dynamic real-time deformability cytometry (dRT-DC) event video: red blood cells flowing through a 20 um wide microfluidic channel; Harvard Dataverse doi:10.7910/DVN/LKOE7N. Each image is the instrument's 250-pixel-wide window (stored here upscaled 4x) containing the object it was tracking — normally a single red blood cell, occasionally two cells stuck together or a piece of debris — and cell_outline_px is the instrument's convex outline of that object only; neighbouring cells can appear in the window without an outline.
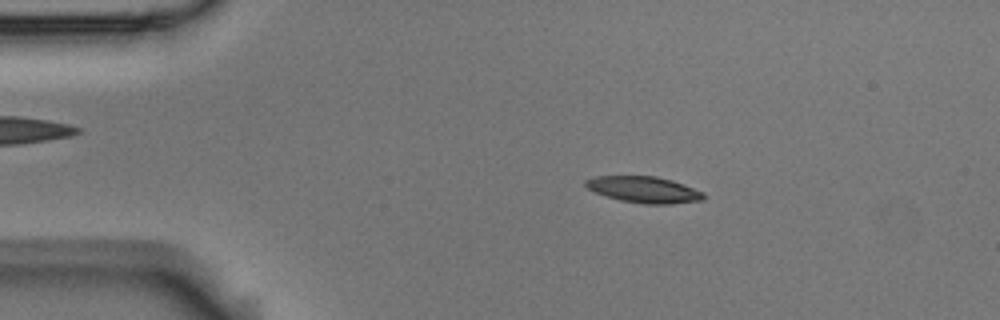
{"species": "Egyptian fruit bat (a non-hibernating species)", "species_latin": "Rousettus aegyptiacus", "temperature_condition": "room temperature", "stored_images_in_passage": 53, "camera_frame_rate_fps": 3000, "um_per_image_px": 0.085, "animal": {"sex": "male"}, "frame": {"image": 1, "passage_image": 9, "time_ms": 2.667, "image_size_px": [1000, 320], "cell_outline_px": [[704, 200], [672, 204], [644, 204], [620, 200], [596, 192], [588, 188], [584, 184], [584, 180], [596, 176], [656, 176], [672, 180], [684, 184], [704, 192]], "centroid_in_image_um": [54.77, 16.11], "position_along_channel_um": 30.2, "area_um2": 18.09}}
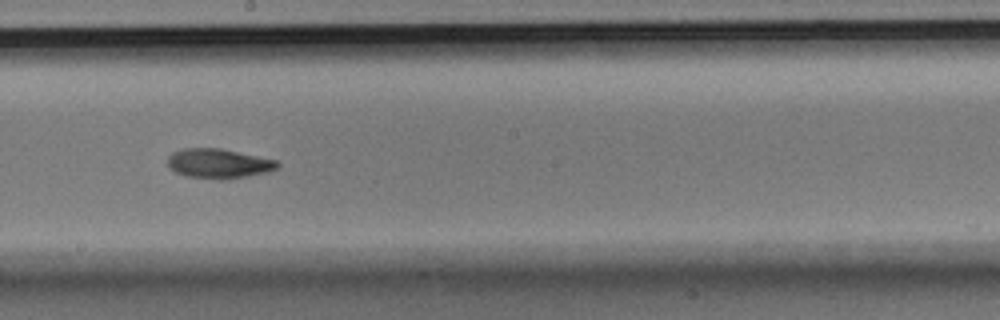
{"frame": {"image": 2, "passage_image": 29, "time_ms": 9.333, "image_size_px": [1000, 320], "cell_outline_px": [[280, 164], [276, 168], [268, 172], [248, 176], [224, 180], [220, 180], [184, 176], [168, 168], [168, 156], [172, 152], [184, 148], [220, 148], [276, 160]], "centroid_in_image_um": [18.55, 13.91], "position_along_channel_um": 229.7, "area_um2": 19.07}}
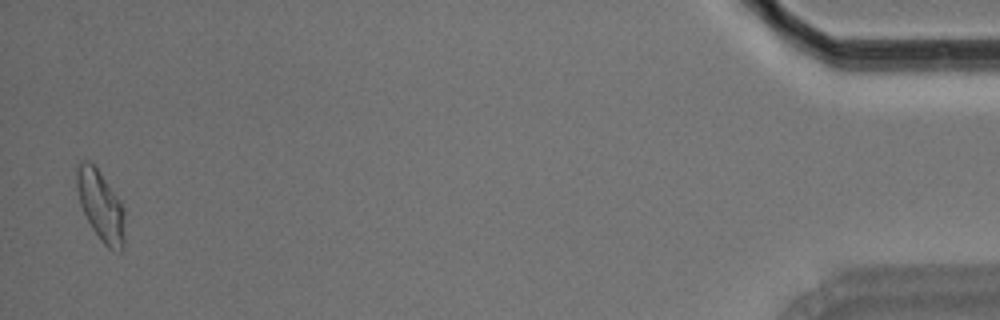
{"frame": {"image": 3, "passage_image": 52, "time_ms": 17.0, "image_size_px": [1000, 320], "cell_outline_px": [[124, 248], [120, 252], [108, 248], [100, 240], [92, 228], [80, 204], [76, 188], [76, 164], [80, 160], [88, 160], [96, 168], [120, 200], [124, 212]], "centroid_in_image_um": [8.54, 17.49], "position_along_channel_um": 426.7, "area_um2": 19.65}, "authors_computed_cell_mechanics": {"area_um2": 18.6116, "velocity_mm_per_s": 3.7304, "shape_relaxation_time_tau1_ms": 3.7379, "shape_relaxation_time_tau2_ms": 7.9982, "deformation_change_tau1": 0.1343, "deformation_change_tau2": 0.141}}